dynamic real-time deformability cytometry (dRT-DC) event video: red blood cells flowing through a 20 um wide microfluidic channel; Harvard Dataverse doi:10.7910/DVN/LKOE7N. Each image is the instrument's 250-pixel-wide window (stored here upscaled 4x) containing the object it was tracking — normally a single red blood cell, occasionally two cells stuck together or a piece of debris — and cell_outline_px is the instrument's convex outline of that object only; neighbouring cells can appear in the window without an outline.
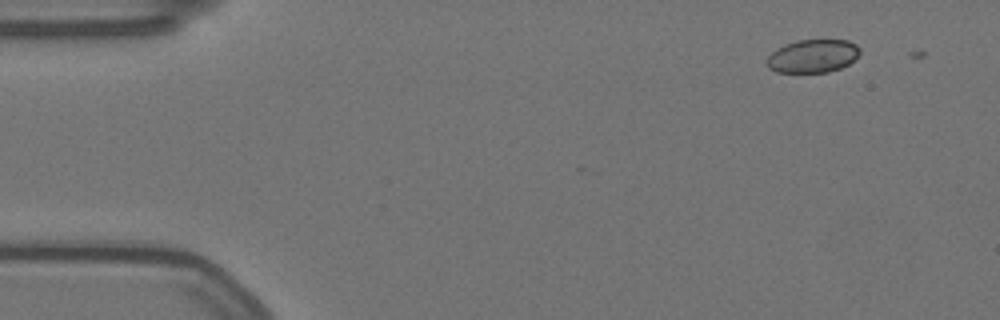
{"species": "Egyptian fruit bat (a non-hibernating species)", "species_latin": "Rousettus aegyptiacus", "temperature_condition": "warm", "stored_images_in_passage": 3, "camera_frame_rate_fps": 3000, "um_per_image_px": 0.085, "animal": {"sex": "female"}, "frame": {"image": 1, "passage_image": 2, "time_ms": 0.333, "image_size_px": [1000, 320], "cell_outline_px": [[860, 52], [848, 64], [840, 68], [828, 72], [776, 72], [768, 68], [764, 64], [764, 60], [776, 48], [784, 44], [796, 40], [848, 40], [856, 44], [860, 48]], "centroid_in_image_um": [69.02, 4.76], "position_along_channel_um": 16.0, "area_um2": 18.15}}